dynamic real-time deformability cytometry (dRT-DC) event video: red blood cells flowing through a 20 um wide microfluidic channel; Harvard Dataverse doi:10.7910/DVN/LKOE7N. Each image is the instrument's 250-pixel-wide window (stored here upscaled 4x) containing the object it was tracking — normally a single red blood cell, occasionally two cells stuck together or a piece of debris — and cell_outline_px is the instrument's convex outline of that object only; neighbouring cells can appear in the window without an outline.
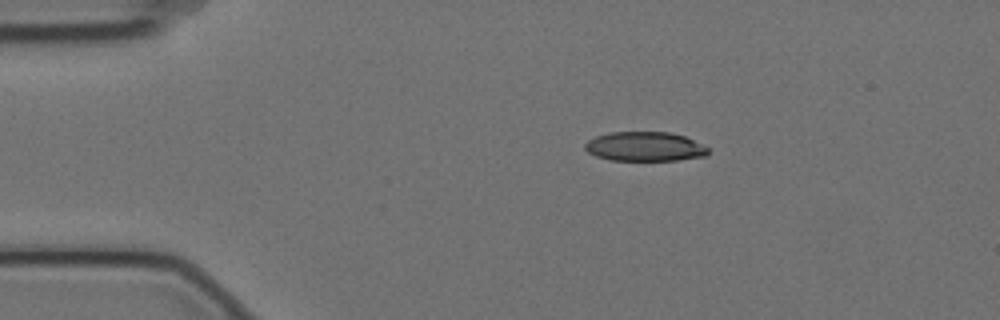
{"species": "Egyptian fruit bat (a non-hibernating species)", "species_latin": "Rousettus aegyptiacus", "temperature_condition": "cold", "stored_images_in_passage": 5, "camera_frame_rate_fps": 3000, "um_per_image_px": 0.085, "animal": {"sex": "female"}, "frame": {"image": 1, "passage_image": 2, "time_ms": 0.333, "image_size_px": [1000, 320], "cell_outline_px": [[708, 152], [704, 156], [676, 160], [612, 160], [596, 156], [588, 152], [584, 148], [584, 144], [588, 140], [596, 136], [608, 132], [668, 132], [684, 136], [708, 148]], "centroid_in_image_um": [54.76, 12.45], "position_along_channel_um": 30.2, "area_um2": 20.87}}
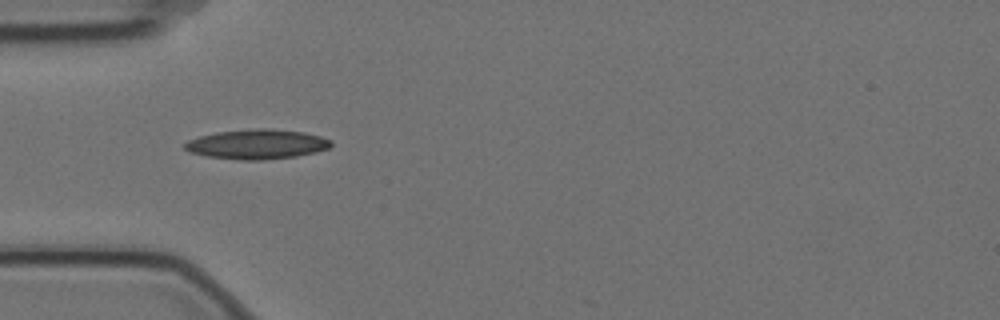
{"frame": {"image": 2, "passage_image": 4, "time_ms": 1.0, "image_size_px": [1000, 320], "cell_outline_px": [[332, 144], [328, 148], [316, 152], [296, 156], [260, 160], [240, 160], [208, 156], [188, 152], [184, 148], [184, 144], [188, 140], [200, 136], [216, 132], [260, 128], [272, 128], [304, 132], [320, 136], [332, 140]], "centroid_in_image_um": [21.85, 12.25], "position_along_channel_um": 63.2, "area_um2": 25.32}}
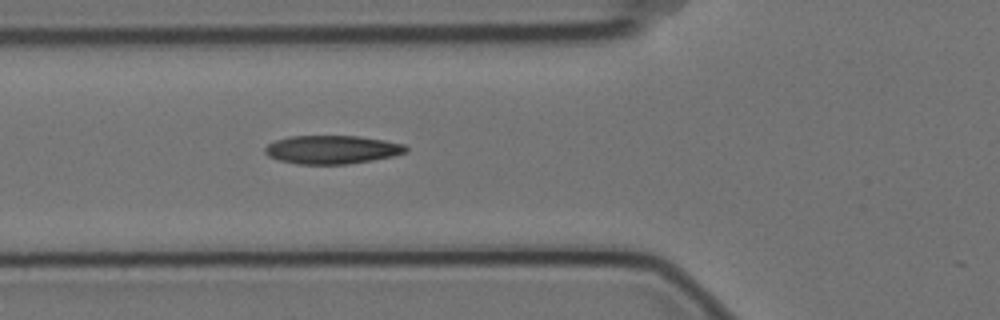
{"frame": {"image": 3, "passage_image": 5, "time_ms": 1.333, "image_size_px": [1000, 320], "cell_outline_px": [[408, 152], [392, 156], [372, 160], [348, 164], [296, 164], [280, 160], [268, 156], [264, 152], [264, 148], [268, 144], [276, 140], [288, 136], [360, 136], [384, 140], [404, 144], [408, 148]], "centroid_in_image_um": [28.22, 12.71], "position_along_channel_um": 97.6, "area_um2": 23.41}}